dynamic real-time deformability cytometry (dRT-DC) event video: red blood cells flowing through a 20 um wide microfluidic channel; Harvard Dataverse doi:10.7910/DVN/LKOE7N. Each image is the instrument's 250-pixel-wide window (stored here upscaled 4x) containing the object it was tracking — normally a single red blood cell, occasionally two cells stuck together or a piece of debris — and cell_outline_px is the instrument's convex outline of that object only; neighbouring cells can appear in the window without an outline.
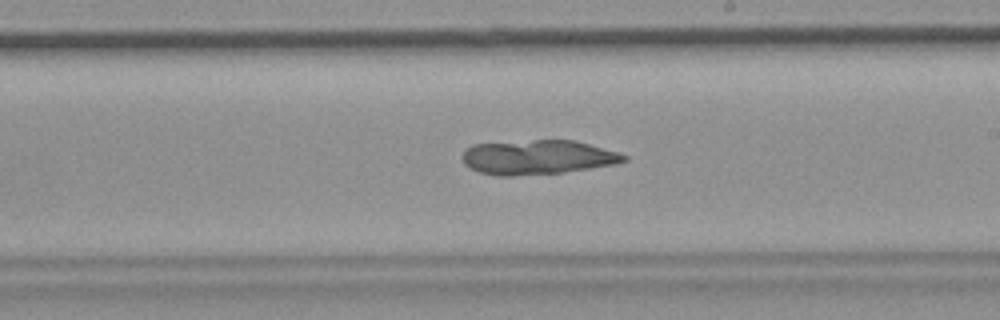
{"species": "common noctule bat (a hibernating species)", "species_latin": "Nyctalus noctula", "temperature_condition": "room temperature", "stored_images_in_passage": 54, "camera_frame_rate_fps": 3000, "um_per_image_px": 0.085, "animal": {"sex": "female", "body_mass_g": 19.9}, "frame": {"image": 1, "passage_image": 31, "time_ms": 10.0, "image_size_px": [1000, 320], "cell_outline_px": [[628, 160], [616, 164], [564, 172], [512, 176], [500, 176], [480, 172], [464, 164], [464, 148], [472, 144], [532, 140], [576, 140], [616, 152], [628, 156]], "centroid_in_image_um": [45.7, 13.36], "position_along_channel_um": 243.3, "area_um2": 32.31}}